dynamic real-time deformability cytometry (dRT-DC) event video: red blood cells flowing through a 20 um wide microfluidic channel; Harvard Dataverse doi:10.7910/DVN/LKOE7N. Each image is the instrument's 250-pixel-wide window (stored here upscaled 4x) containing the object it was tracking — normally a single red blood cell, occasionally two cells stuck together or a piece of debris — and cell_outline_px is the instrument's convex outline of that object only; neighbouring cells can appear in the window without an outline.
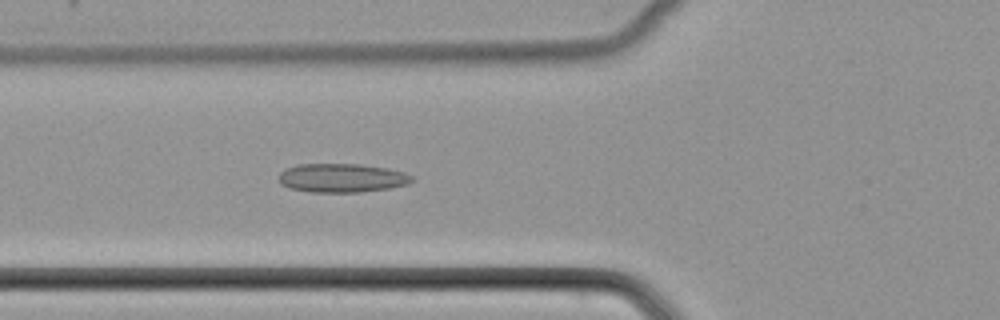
{"species": "common noctule bat (a hibernating species)", "species_latin": "Nyctalus noctula", "temperature_condition": "cold", "stored_images_in_passage": 37, "camera_frame_rate_fps": 3000, "um_per_image_px": 0.085, "animal": {"sex": "female", "body_mass_g": 22.7, "forearm_length_mm": 54.2}, "frame": {"image": 1, "passage_image": 5, "time_ms": 1.333, "image_size_px": [1000, 320], "cell_outline_px": [[416, 180], [408, 184], [392, 188], [360, 192], [312, 192], [288, 188], [280, 184], [280, 172], [284, 168], [296, 164], [364, 164], [388, 168], [404, 172], [412, 176]], "centroid_in_image_um": [29.08, 15.12], "position_along_channel_um": 96.7, "area_um2": 22.72}}
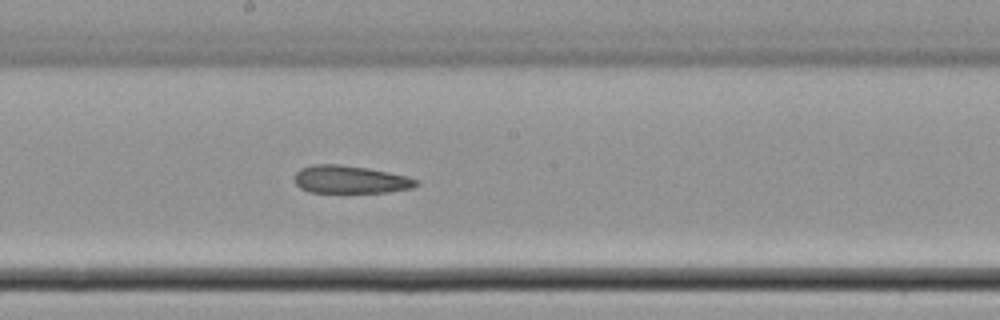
{"frame": {"image": 2, "passage_image": 14, "time_ms": 4.333, "image_size_px": [1000, 320], "cell_outline_px": [[420, 184], [412, 188], [388, 192], [308, 192], [300, 188], [296, 184], [296, 172], [300, 168], [312, 164], [336, 164], [368, 168], [408, 176], [420, 180]], "centroid_in_image_um": [29.81, 15.26], "position_along_channel_um": 218.4, "area_um2": 19.77}}
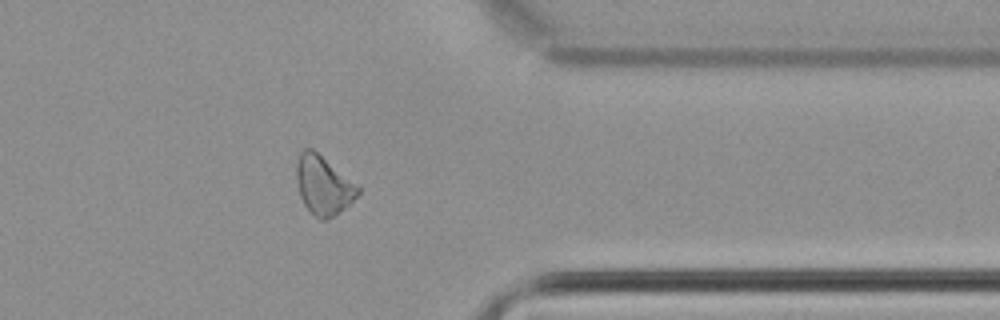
{"frame": {"image": 3, "passage_image": 27, "time_ms": 8.667, "image_size_px": [1000, 320], "cell_outline_px": [[360, 192], [344, 208], [332, 216], [324, 220], [320, 220], [304, 204], [300, 196], [296, 180], [296, 164], [300, 152], [304, 148], [312, 148], [360, 188]], "centroid_in_image_um": [27.44, 15.73], "position_along_channel_um": 384.0, "area_um2": 20.46}}